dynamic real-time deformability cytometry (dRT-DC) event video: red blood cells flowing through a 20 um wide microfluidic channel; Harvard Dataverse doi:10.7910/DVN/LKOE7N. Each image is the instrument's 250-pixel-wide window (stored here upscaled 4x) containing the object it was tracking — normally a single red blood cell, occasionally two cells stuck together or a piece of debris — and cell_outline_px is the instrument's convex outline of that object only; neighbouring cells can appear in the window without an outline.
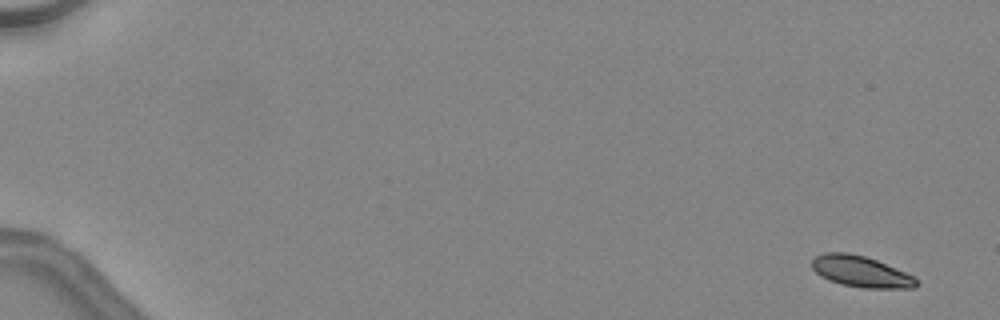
{"species": "common noctule bat (a hibernating species)", "species_latin": "Nyctalus noctula", "temperature_condition": "warm", "stored_images_in_passage": 13, "camera_frame_rate_fps": 3000, "um_per_image_px": 0.085, "animal": {"sex": "female", "body_mass_g": 24.6, "forearm_length_mm": 56.2}, "frame": {"image": 1, "passage_image": 3, "time_ms": 0.667, "image_size_px": [1000, 320], "cell_outline_px": [[916, 288], [860, 288], [840, 284], [828, 280], [820, 276], [812, 268], [812, 260], [816, 256], [824, 252], [848, 252], [864, 256], [876, 260], [904, 272], [912, 276], [916, 280]], "centroid_in_image_um": [73.11, 23.08], "position_along_channel_um": 11.9, "area_um2": 18.84}}